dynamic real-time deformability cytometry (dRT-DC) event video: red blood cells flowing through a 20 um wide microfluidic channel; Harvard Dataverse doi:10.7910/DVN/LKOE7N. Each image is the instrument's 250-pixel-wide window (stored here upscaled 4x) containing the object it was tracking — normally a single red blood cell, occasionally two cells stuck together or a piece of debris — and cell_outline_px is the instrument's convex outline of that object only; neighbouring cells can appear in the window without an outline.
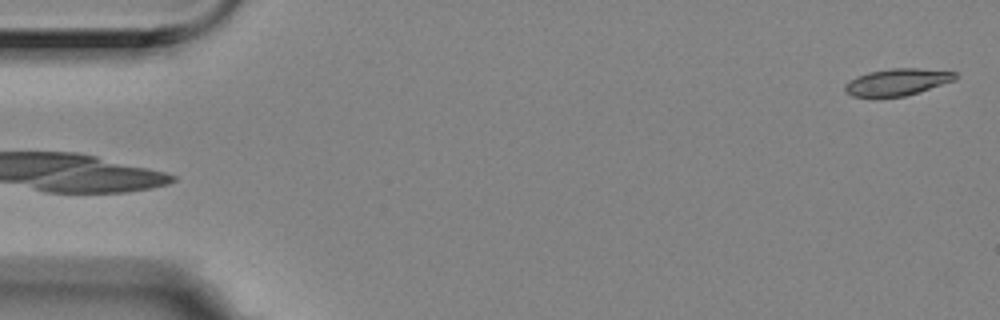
{"species": "Egyptian fruit bat (a non-hibernating species)", "species_latin": "Rousettus aegyptiacus", "temperature_condition": "room temperature", "stored_images_in_passage": 5, "camera_frame_rate_fps": 3000, "um_per_image_px": 0.085, "animal": {"sex": "female"}, "frame": {"image": 1, "passage_image": 5, "time_ms": 1.333, "image_size_px": [1000, 320], "cell_outline_px": [[960, 76], [956, 80], [904, 96], [876, 100], [852, 96], [844, 92], [844, 84], [848, 80], [856, 76], [868, 72], [892, 68], [916, 68], [956, 72]], "centroid_in_image_um": [76.18, 7.01], "position_along_channel_um": 8.8, "area_um2": 17.98}}